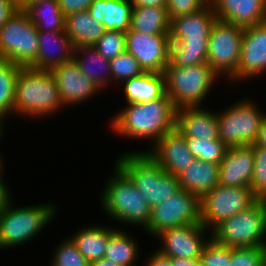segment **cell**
I'll return each mask as SVG.
<instances>
[{
	"label": "cell",
	"instance_id": "cell-21",
	"mask_svg": "<svg viewBox=\"0 0 266 266\" xmlns=\"http://www.w3.org/2000/svg\"><path fill=\"white\" fill-rule=\"evenodd\" d=\"M175 128L186 138L219 139L217 113L201 106L176 109Z\"/></svg>",
	"mask_w": 266,
	"mask_h": 266
},
{
	"label": "cell",
	"instance_id": "cell-6",
	"mask_svg": "<svg viewBox=\"0 0 266 266\" xmlns=\"http://www.w3.org/2000/svg\"><path fill=\"white\" fill-rule=\"evenodd\" d=\"M13 200L0 211V249L14 248L44 230L57 214L55 204L14 207Z\"/></svg>",
	"mask_w": 266,
	"mask_h": 266
},
{
	"label": "cell",
	"instance_id": "cell-20",
	"mask_svg": "<svg viewBox=\"0 0 266 266\" xmlns=\"http://www.w3.org/2000/svg\"><path fill=\"white\" fill-rule=\"evenodd\" d=\"M38 41L37 60L31 66L33 69L49 71L74 57L75 47L65 31H38Z\"/></svg>",
	"mask_w": 266,
	"mask_h": 266
},
{
	"label": "cell",
	"instance_id": "cell-32",
	"mask_svg": "<svg viewBox=\"0 0 266 266\" xmlns=\"http://www.w3.org/2000/svg\"><path fill=\"white\" fill-rule=\"evenodd\" d=\"M22 67L0 57V120L14 113L16 78Z\"/></svg>",
	"mask_w": 266,
	"mask_h": 266
},
{
	"label": "cell",
	"instance_id": "cell-16",
	"mask_svg": "<svg viewBox=\"0 0 266 266\" xmlns=\"http://www.w3.org/2000/svg\"><path fill=\"white\" fill-rule=\"evenodd\" d=\"M49 71L55 80L65 107L82 104L83 101L95 96L99 91L102 92L93 81L81 73L74 58Z\"/></svg>",
	"mask_w": 266,
	"mask_h": 266
},
{
	"label": "cell",
	"instance_id": "cell-23",
	"mask_svg": "<svg viewBox=\"0 0 266 266\" xmlns=\"http://www.w3.org/2000/svg\"><path fill=\"white\" fill-rule=\"evenodd\" d=\"M177 177L180 188L201 198L218 185L219 164L195 158Z\"/></svg>",
	"mask_w": 266,
	"mask_h": 266
},
{
	"label": "cell",
	"instance_id": "cell-26",
	"mask_svg": "<svg viewBox=\"0 0 266 266\" xmlns=\"http://www.w3.org/2000/svg\"><path fill=\"white\" fill-rule=\"evenodd\" d=\"M122 83L127 104L153 101L166 93L163 73L144 72Z\"/></svg>",
	"mask_w": 266,
	"mask_h": 266
},
{
	"label": "cell",
	"instance_id": "cell-28",
	"mask_svg": "<svg viewBox=\"0 0 266 266\" xmlns=\"http://www.w3.org/2000/svg\"><path fill=\"white\" fill-rule=\"evenodd\" d=\"M70 237L77 250L90 263L104 258L105 250L110 239V228L100 226L83 227Z\"/></svg>",
	"mask_w": 266,
	"mask_h": 266
},
{
	"label": "cell",
	"instance_id": "cell-10",
	"mask_svg": "<svg viewBox=\"0 0 266 266\" xmlns=\"http://www.w3.org/2000/svg\"><path fill=\"white\" fill-rule=\"evenodd\" d=\"M259 109L253 101L243 99L217 113L219 139L228 148L254 144L266 116Z\"/></svg>",
	"mask_w": 266,
	"mask_h": 266
},
{
	"label": "cell",
	"instance_id": "cell-2",
	"mask_svg": "<svg viewBox=\"0 0 266 266\" xmlns=\"http://www.w3.org/2000/svg\"><path fill=\"white\" fill-rule=\"evenodd\" d=\"M176 108L165 93L149 102L129 103L111 119L112 130L120 136L150 139L154 145L175 128Z\"/></svg>",
	"mask_w": 266,
	"mask_h": 266
},
{
	"label": "cell",
	"instance_id": "cell-47",
	"mask_svg": "<svg viewBox=\"0 0 266 266\" xmlns=\"http://www.w3.org/2000/svg\"><path fill=\"white\" fill-rule=\"evenodd\" d=\"M172 266H201L200 259L171 258Z\"/></svg>",
	"mask_w": 266,
	"mask_h": 266
},
{
	"label": "cell",
	"instance_id": "cell-4",
	"mask_svg": "<svg viewBox=\"0 0 266 266\" xmlns=\"http://www.w3.org/2000/svg\"><path fill=\"white\" fill-rule=\"evenodd\" d=\"M114 164L130 178L151 208L180 189L178 177L164 171L146 151L121 154Z\"/></svg>",
	"mask_w": 266,
	"mask_h": 266
},
{
	"label": "cell",
	"instance_id": "cell-42",
	"mask_svg": "<svg viewBox=\"0 0 266 266\" xmlns=\"http://www.w3.org/2000/svg\"><path fill=\"white\" fill-rule=\"evenodd\" d=\"M18 9L16 0H0V28Z\"/></svg>",
	"mask_w": 266,
	"mask_h": 266
},
{
	"label": "cell",
	"instance_id": "cell-27",
	"mask_svg": "<svg viewBox=\"0 0 266 266\" xmlns=\"http://www.w3.org/2000/svg\"><path fill=\"white\" fill-rule=\"evenodd\" d=\"M81 73L93 81L101 90L112 82L110 61L105 59L92 45L75 48L74 57ZM102 69V70H101Z\"/></svg>",
	"mask_w": 266,
	"mask_h": 266
},
{
	"label": "cell",
	"instance_id": "cell-37",
	"mask_svg": "<svg viewBox=\"0 0 266 266\" xmlns=\"http://www.w3.org/2000/svg\"><path fill=\"white\" fill-rule=\"evenodd\" d=\"M50 266H91V263L77 250L71 238L59 244Z\"/></svg>",
	"mask_w": 266,
	"mask_h": 266
},
{
	"label": "cell",
	"instance_id": "cell-1",
	"mask_svg": "<svg viewBox=\"0 0 266 266\" xmlns=\"http://www.w3.org/2000/svg\"><path fill=\"white\" fill-rule=\"evenodd\" d=\"M217 19L212 6L208 5L196 12L170 18L169 62L180 67L207 64L208 38Z\"/></svg>",
	"mask_w": 266,
	"mask_h": 266
},
{
	"label": "cell",
	"instance_id": "cell-18",
	"mask_svg": "<svg viewBox=\"0 0 266 266\" xmlns=\"http://www.w3.org/2000/svg\"><path fill=\"white\" fill-rule=\"evenodd\" d=\"M152 148V149H151ZM146 152L169 174L178 176L195 160L186 137L176 128L168 131Z\"/></svg>",
	"mask_w": 266,
	"mask_h": 266
},
{
	"label": "cell",
	"instance_id": "cell-49",
	"mask_svg": "<svg viewBox=\"0 0 266 266\" xmlns=\"http://www.w3.org/2000/svg\"><path fill=\"white\" fill-rule=\"evenodd\" d=\"M18 9H25L29 4L39 0H16Z\"/></svg>",
	"mask_w": 266,
	"mask_h": 266
},
{
	"label": "cell",
	"instance_id": "cell-43",
	"mask_svg": "<svg viewBox=\"0 0 266 266\" xmlns=\"http://www.w3.org/2000/svg\"><path fill=\"white\" fill-rule=\"evenodd\" d=\"M145 266H172L171 257L163 255L158 250L154 251L146 260Z\"/></svg>",
	"mask_w": 266,
	"mask_h": 266
},
{
	"label": "cell",
	"instance_id": "cell-31",
	"mask_svg": "<svg viewBox=\"0 0 266 266\" xmlns=\"http://www.w3.org/2000/svg\"><path fill=\"white\" fill-rule=\"evenodd\" d=\"M128 235L126 231L112 229L110 226V239L104 258L120 265L133 266L138 259L139 248L134 237Z\"/></svg>",
	"mask_w": 266,
	"mask_h": 266
},
{
	"label": "cell",
	"instance_id": "cell-3",
	"mask_svg": "<svg viewBox=\"0 0 266 266\" xmlns=\"http://www.w3.org/2000/svg\"><path fill=\"white\" fill-rule=\"evenodd\" d=\"M14 114L45 117L63 108L59 89L50 71L22 67L16 78Z\"/></svg>",
	"mask_w": 266,
	"mask_h": 266
},
{
	"label": "cell",
	"instance_id": "cell-35",
	"mask_svg": "<svg viewBox=\"0 0 266 266\" xmlns=\"http://www.w3.org/2000/svg\"><path fill=\"white\" fill-rule=\"evenodd\" d=\"M254 150V169L250 188L258 200H266V148L251 145Z\"/></svg>",
	"mask_w": 266,
	"mask_h": 266
},
{
	"label": "cell",
	"instance_id": "cell-40",
	"mask_svg": "<svg viewBox=\"0 0 266 266\" xmlns=\"http://www.w3.org/2000/svg\"><path fill=\"white\" fill-rule=\"evenodd\" d=\"M203 6L200 0H166L169 19L196 12Z\"/></svg>",
	"mask_w": 266,
	"mask_h": 266
},
{
	"label": "cell",
	"instance_id": "cell-51",
	"mask_svg": "<svg viewBox=\"0 0 266 266\" xmlns=\"http://www.w3.org/2000/svg\"><path fill=\"white\" fill-rule=\"evenodd\" d=\"M2 136H3V135L0 136V139H2ZM1 155H2V154H0V176H2V175H1L2 173H1V172H2V170H3V163H2L3 160H1V159H2Z\"/></svg>",
	"mask_w": 266,
	"mask_h": 266
},
{
	"label": "cell",
	"instance_id": "cell-48",
	"mask_svg": "<svg viewBox=\"0 0 266 266\" xmlns=\"http://www.w3.org/2000/svg\"><path fill=\"white\" fill-rule=\"evenodd\" d=\"M91 266H124V265L117 264L106 258H101L100 260L92 262Z\"/></svg>",
	"mask_w": 266,
	"mask_h": 266
},
{
	"label": "cell",
	"instance_id": "cell-34",
	"mask_svg": "<svg viewBox=\"0 0 266 266\" xmlns=\"http://www.w3.org/2000/svg\"><path fill=\"white\" fill-rule=\"evenodd\" d=\"M110 67L112 83H114V80L122 83L144 73L139 62L126 50L110 60Z\"/></svg>",
	"mask_w": 266,
	"mask_h": 266
},
{
	"label": "cell",
	"instance_id": "cell-17",
	"mask_svg": "<svg viewBox=\"0 0 266 266\" xmlns=\"http://www.w3.org/2000/svg\"><path fill=\"white\" fill-rule=\"evenodd\" d=\"M266 71V21L243 30L237 82Z\"/></svg>",
	"mask_w": 266,
	"mask_h": 266
},
{
	"label": "cell",
	"instance_id": "cell-5",
	"mask_svg": "<svg viewBox=\"0 0 266 266\" xmlns=\"http://www.w3.org/2000/svg\"><path fill=\"white\" fill-rule=\"evenodd\" d=\"M101 193V206L108 217L132 226H148L151 207L130 178L116 165Z\"/></svg>",
	"mask_w": 266,
	"mask_h": 266
},
{
	"label": "cell",
	"instance_id": "cell-33",
	"mask_svg": "<svg viewBox=\"0 0 266 266\" xmlns=\"http://www.w3.org/2000/svg\"><path fill=\"white\" fill-rule=\"evenodd\" d=\"M189 151L196 159L220 164L228 147L220 139L186 138Z\"/></svg>",
	"mask_w": 266,
	"mask_h": 266
},
{
	"label": "cell",
	"instance_id": "cell-30",
	"mask_svg": "<svg viewBox=\"0 0 266 266\" xmlns=\"http://www.w3.org/2000/svg\"><path fill=\"white\" fill-rule=\"evenodd\" d=\"M170 19L166 8L134 7L132 9L131 29L146 34H169Z\"/></svg>",
	"mask_w": 266,
	"mask_h": 266
},
{
	"label": "cell",
	"instance_id": "cell-52",
	"mask_svg": "<svg viewBox=\"0 0 266 266\" xmlns=\"http://www.w3.org/2000/svg\"><path fill=\"white\" fill-rule=\"evenodd\" d=\"M2 124H3V122L0 120V136L3 135L5 132L4 131V124L3 125Z\"/></svg>",
	"mask_w": 266,
	"mask_h": 266
},
{
	"label": "cell",
	"instance_id": "cell-15",
	"mask_svg": "<svg viewBox=\"0 0 266 266\" xmlns=\"http://www.w3.org/2000/svg\"><path fill=\"white\" fill-rule=\"evenodd\" d=\"M208 230L201 223L188 224L162 231L156 237L161 239L160 253L171 258L194 259L200 258L208 240L205 234Z\"/></svg>",
	"mask_w": 266,
	"mask_h": 266
},
{
	"label": "cell",
	"instance_id": "cell-38",
	"mask_svg": "<svg viewBox=\"0 0 266 266\" xmlns=\"http://www.w3.org/2000/svg\"><path fill=\"white\" fill-rule=\"evenodd\" d=\"M232 248L217 243L213 238L204 246L200 256L201 266H230Z\"/></svg>",
	"mask_w": 266,
	"mask_h": 266
},
{
	"label": "cell",
	"instance_id": "cell-19",
	"mask_svg": "<svg viewBox=\"0 0 266 266\" xmlns=\"http://www.w3.org/2000/svg\"><path fill=\"white\" fill-rule=\"evenodd\" d=\"M254 169L251 145L229 147L219 164L218 184L229 187H250Z\"/></svg>",
	"mask_w": 266,
	"mask_h": 266
},
{
	"label": "cell",
	"instance_id": "cell-7",
	"mask_svg": "<svg viewBox=\"0 0 266 266\" xmlns=\"http://www.w3.org/2000/svg\"><path fill=\"white\" fill-rule=\"evenodd\" d=\"M163 74L165 92L176 109L200 106L219 77L208 64L180 67L169 62Z\"/></svg>",
	"mask_w": 266,
	"mask_h": 266
},
{
	"label": "cell",
	"instance_id": "cell-44",
	"mask_svg": "<svg viewBox=\"0 0 266 266\" xmlns=\"http://www.w3.org/2000/svg\"><path fill=\"white\" fill-rule=\"evenodd\" d=\"M10 189L5 184L4 179L0 176V211H2L10 201H12V195H10Z\"/></svg>",
	"mask_w": 266,
	"mask_h": 266
},
{
	"label": "cell",
	"instance_id": "cell-39",
	"mask_svg": "<svg viewBox=\"0 0 266 266\" xmlns=\"http://www.w3.org/2000/svg\"><path fill=\"white\" fill-rule=\"evenodd\" d=\"M230 266H266V247L232 248Z\"/></svg>",
	"mask_w": 266,
	"mask_h": 266
},
{
	"label": "cell",
	"instance_id": "cell-50",
	"mask_svg": "<svg viewBox=\"0 0 266 266\" xmlns=\"http://www.w3.org/2000/svg\"><path fill=\"white\" fill-rule=\"evenodd\" d=\"M203 5L213 6L216 0H200Z\"/></svg>",
	"mask_w": 266,
	"mask_h": 266
},
{
	"label": "cell",
	"instance_id": "cell-11",
	"mask_svg": "<svg viewBox=\"0 0 266 266\" xmlns=\"http://www.w3.org/2000/svg\"><path fill=\"white\" fill-rule=\"evenodd\" d=\"M244 28L217 19L208 38L207 64L220 76L237 81Z\"/></svg>",
	"mask_w": 266,
	"mask_h": 266
},
{
	"label": "cell",
	"instance_id": "cell-24",
	"mask_svg": "<svg viewBox=\"0 0 266 266\" xmlns=\"http://www.w3.org/2000/svg\"><path fill=\"white\" fill-rule=\"evenodd\" d=\"M132 9L129 0H94L88 11L106 30L126 33L131 28Z\"/></svg>",
	"mask_w": 266,
	"mask_h": 266
},
{
	"label": "cell",
	"instance_id": "cell-29",
	"mask_svg": "<svg viewBox=\"0 0 266 266\" xmlns=\"http://www.w3.org/2000/svg\"><path fill=\"white\" fill-rule=\"evenodd\" d=\"M24 11L38 31H65V16L57 0H39L29 4Z\"/></svg>",
	"mask_w": 266,
	"mask_h": 266
},
{
	"label": "cell",
	"instance_id": "cell-41",
	"mask_svg": "<svg viewBox=\"0 0 266 266\" xmlns=\"http://www.w3.org/2000/svg\"><path fill=\"white\" fill-rule=\"evenodd\" d=\"M61 12L67 17L70 14L88 10L94 0H57Z\"/></svg>",
	"mask_w": 266,
	"mask_h": 266
},
{
	"label": "cell",
	"instance_id": "cell-36",
	"mask_svg": "<svg viewBox=\"0 0 266 266\" xmlns=\"http://www.w3.org/2000/svg\"><path fill=\"white\" fill-rule=\"evenodd\" d=\"M92 46L110 61L126 50L125 32L106 30L103 36Z\"/></svg>",
	"mask_w": 266,
	"mask_h": 266
},
{
	"label": "cell",
	"instance_id": "cell-22",
	"mask_svg": "<svg viewBox=\"0 0 266 266\" xmlns=\"http://www.w3.org/2000/svg\"><path fill=\"white\" fill-rule=\"evenodd\" d=\"M212 9L219 20L242 28L266 21V0H216Z\"/></svg>",
	"mask_w": 266,
	"mask_h": 266
},
{
	"label": "cell",
	"instance_id": "cell-8",
	"mask_svg": "<svg viewBox=\"0 0 266 266\" xmlns=\"http://www.w3.org/2000/svg\"><path fill=\"white\" fill-rule=\"evenodd\" d=\"M265 235L266 200H257L211 230V238L231 248L266 247Z\"/></svg>",
	"mask_w": 266,
	"mask_h": 266
},
{
	"label": "cell",
	"instance_id": "cell-12",
	"mask_svg": "<svg viewBox=\"0 0 266 266\" xmlns=\"http://www.w3.org/2000/svg\"><path fill=\"white\" fill-rule=\"evenodd\" d=\"M258 199L250 187L217 185L200 198L201 224L213 230L222 221L246 210Z\"/></svg>",
	"mask_w": 266,
	"mask_h": 266
},
{
	"label": "cell",
	"instance_id": "cell-45",
	"mask_svg": "<svg viewBox=\"0 0 266 266\" xmlns=\"http://www.w3.org/2000/svg\"><path fill=\"white\" fill-rule=\"evenodd\" d=\"M134 7H160L166 8V0H129Z\"/></svg>",
	"mask_w": 266,
	"mask_h": 266
},
{
	"label": "cell",
	"instance_id": "cell-9",
	"mask_svg": "<svg viewBox=\"0 0 266 266\" xmlns=\"http://www.w3.org/2000/svg\"><path fill=\"white\" fill-rule=\"evenodd\" d=\"M38 30L23 9H17L0 28V57L31 67L38 55Z\"/></svg>",
	"mask_w": 266,
	"mask_h": 266
},
{
	"label": "cell",
	"instance_id": "cell-14",
	"mask_svg": "<svg viewBox=\"0 0 266 266\" xmlns=\"http://www.w3.org/2000/svg\"><path fill=\"white\" fill-rule=\"evenodd\" d=\"M126 51L140 64L144 72L164 73L169 64V34H146L133 31L125 33Z\"/></svg>",
	"mask_w": 266,
	"mask_h": 266
},
{
	"label": "cell",
	"instance_id": "cell-25",
	"mask_svg": "<svg viewBox=\"0 0 266 266\" xmlns=\"http://www.w3.org/2000/svg\"><path fill=\"white\" fill-rule=\"evenodd\" d=\"M105 31L104 25L93 18L88 10L70 14L65 18V33L75 48L95 44Z\"/></svg>",
	"mask_w": 266,
	"mask_h": 266
},
{
	"label": "cell",
	"instance_id": "cell-13",
	"mask_svg": "<svg viewBox=\"0 0 266 266\" xmlns=\"http://www.w3.org/2000/svg\"><path fill=\"white\" fill-rule=\"evenodd\" d=\"M198 223H201L200 198L180 188L165 202L151 208L150 221L145 231L155 237L167 229Z\"/></svg>",
	"mask_w": 266,
	"mask_h": 266
},
{
	"label": "cell",
	"instance_id": "cell-46",
	"mask_svg": "<svg viewBox=\"0 0 266 266\" xmlns=\"http://www.w3.org/2000/svg\"><path fill=\"white\" fill-rule=\"evenodd\" d=\"M254 144L256 146L266 148V116L262 119L260 129H259V134Z\"/></svg>",
	"mask_w": 266,
	"mask_h": 266
}]
</instances>
